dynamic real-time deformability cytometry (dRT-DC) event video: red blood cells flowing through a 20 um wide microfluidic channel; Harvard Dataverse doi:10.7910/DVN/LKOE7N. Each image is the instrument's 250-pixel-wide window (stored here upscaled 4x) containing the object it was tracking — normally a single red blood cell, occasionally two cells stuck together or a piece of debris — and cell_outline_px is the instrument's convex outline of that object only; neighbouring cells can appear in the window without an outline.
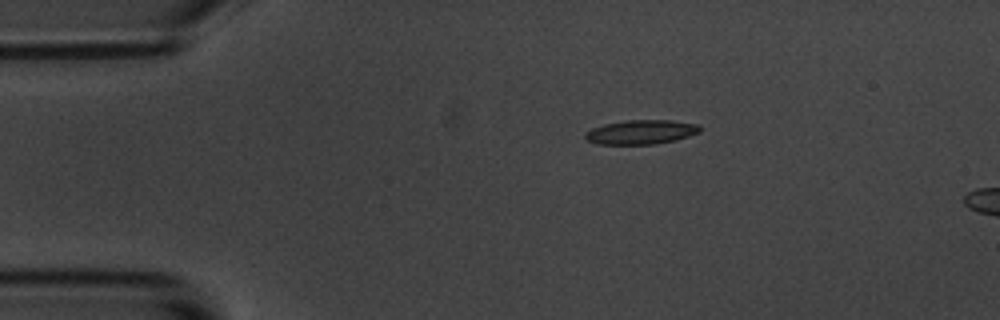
{"species": "common noctule bat (a hibernating species)", "species_latin": "Nyctalus noctula", "temperature_condition": "room temperature", "stored_images_in_passage": 3, "camera_frame_rate_fps": 3000, "um_per_image_px": 0.085, "animal": {"sex": "male", "body_mass_g": 20.1, "forearm_length_mm": 53.5}, "frame": {"image": 1, "passage_image": 1, "time_ms": 0.0, "image_size_px": [1000, 320], "cell_outline_px": [[704, 128], [700, 132], [676, 140], [656, 144], [596, 144], [588, 140], [584, 136], [592, 128], [604, 124], [628, 120], [672, 120], [700, 124]], "centroid_in_image_um": [54.57, 11.22], "position_along_channel_um": 30.4, "area_um2": 16.3}}